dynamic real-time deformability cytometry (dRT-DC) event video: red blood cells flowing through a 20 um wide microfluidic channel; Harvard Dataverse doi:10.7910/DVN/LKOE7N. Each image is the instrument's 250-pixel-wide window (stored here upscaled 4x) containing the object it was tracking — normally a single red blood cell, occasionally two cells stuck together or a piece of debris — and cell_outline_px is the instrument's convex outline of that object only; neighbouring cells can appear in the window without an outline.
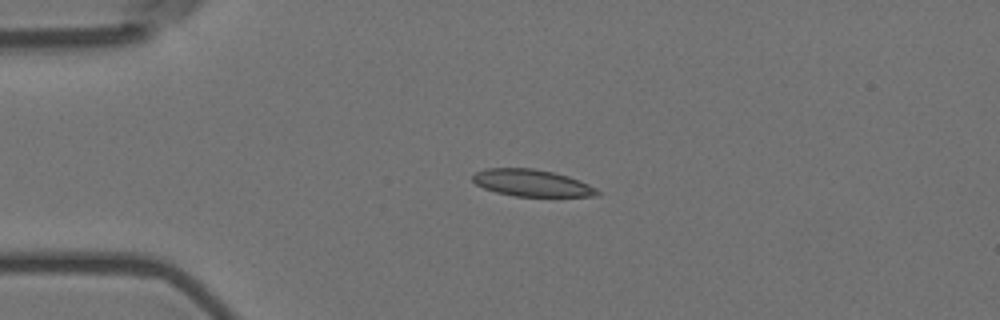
{"species": "Egyptian fruit bat (a non-hibernating species)", "species_latin": "Rousettus aegyptiacus", "temperature_condition": "room temperature", "stored_images_in_passage": 44, "camera_frame_rate_fps": 3000, "um_per_image_px": 0.085, "animal": {"sex": "female"}, "frame": {"image": 1, "passage_image": 1, "time_ms": 0.0, "image_size_px": [1000, 320], "cell_outline_px": [[600, 196], [516, 196], [496, 192], [484, 188], [476, 184], [472, 180], [472, 176], [476, 172], [488, 168], [532, 168], [552, 172], [568, 176], [580, 180], [596, 188], [600, 192]], "centroid_in_image_um": [45.22, 15.55], "position_along_channel_um": 39.8, "area_um2": 19.42}}
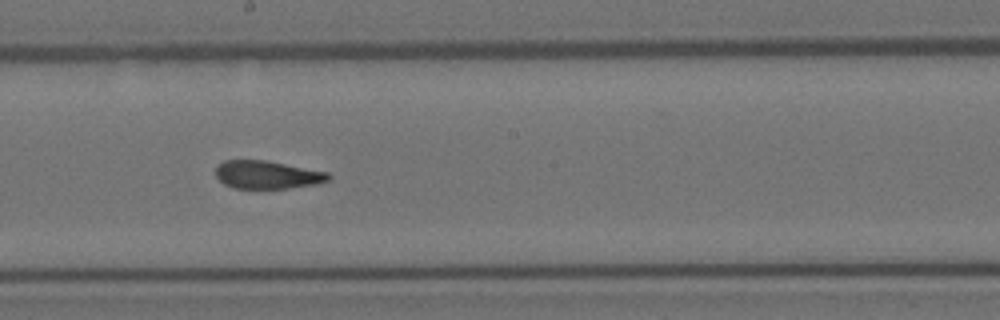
{"frame": {"image": 2, "passage_image": 19, "time_ms": 6.0, "image_size_px": [1000, 320], "cell_outline_px": [[332, 176], [328, 180], [316, 184], [288, 188], [232, 188], [224, 184], [216, 176], [216, 168], [224, 160], [264, 160], [328, 172]], "centroid_in_image_um": [22.71, 14.85], "position_along_channel_um": 225.5, "area_um2": 18.26}}
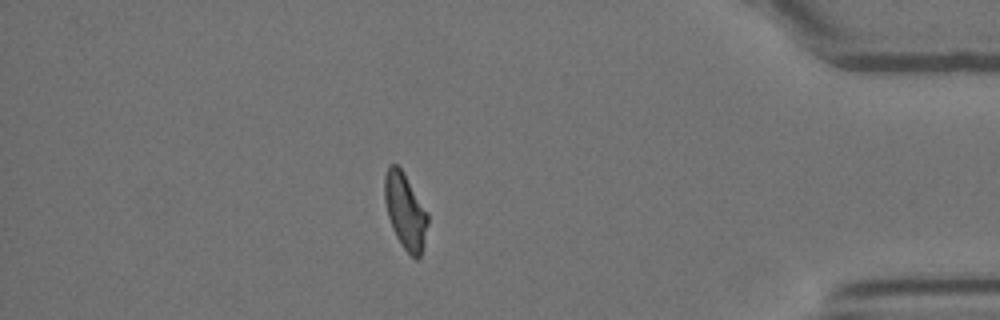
{"frame": {"image": 3, "passage_image": 37, "time_ms": 12.0, "image_size_px": [1000, 320], "cell_outline_px": [[428, 224], [424, 244], [420, 256], [416, 260], [404, 248], [396, 236], [392, 228], [388, 216], [384, 200], [384, 176], [388, 164], [396, 164], [400, 168], [428, 212]], "centroid_in_image_um": [34.44, 17.94], "position_along_channel_um": 400.8, "area_um2": 18.96}, "authors_computed_cell_mechanics": {"area_um2": 19.4208, "velocity_mm_per_s": 3.5791, "shape_relaxation_time_tau1_ms": 7.3688, "shape_relaxation_time_tau2_ms": 1.9718, "deformation_change_tau1": 0.1923, "deformation_change_tau2": 0.0925}}